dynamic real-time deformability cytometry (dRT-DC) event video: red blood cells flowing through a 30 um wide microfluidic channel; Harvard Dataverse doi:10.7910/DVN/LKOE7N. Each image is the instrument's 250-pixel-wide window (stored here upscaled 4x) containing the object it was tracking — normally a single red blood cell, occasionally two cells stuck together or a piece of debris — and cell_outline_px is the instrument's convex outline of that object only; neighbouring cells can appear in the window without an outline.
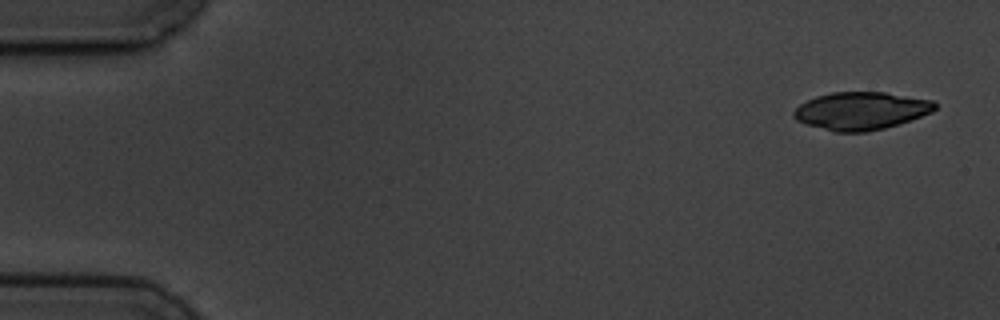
{"species": "common noctule bat (a hibernating species)", "species_latin": "Nyctalus noctula", "temperature_condition": "cold", "stored_images_in_passage": 14, "camera_frame_rate_fps": 3000, "um_per_image_px": 0.085, "animal": {"sex": "male", "body_mass_g": 19.5, "forearm_length_mm": 54.6}, "frame": {"image": 1, "passage_image": 1, "time_ms": 0.0, "image_size_px": [1000, 320], "cell_outline_px": [[936, 108], [932, 112], [912, 120], [900, 124], [868, 132], [836, 132], [804, 124], [796, 120], [792, 116], [792, 112], [800, 104], [816, 96], [832, 92], [884, 92], [932, 100], [936, 104]], "centroid_in_image_um": [73.18, 9.43], "position_along_channel_um": 11.8, "area_um2": 31.21}}